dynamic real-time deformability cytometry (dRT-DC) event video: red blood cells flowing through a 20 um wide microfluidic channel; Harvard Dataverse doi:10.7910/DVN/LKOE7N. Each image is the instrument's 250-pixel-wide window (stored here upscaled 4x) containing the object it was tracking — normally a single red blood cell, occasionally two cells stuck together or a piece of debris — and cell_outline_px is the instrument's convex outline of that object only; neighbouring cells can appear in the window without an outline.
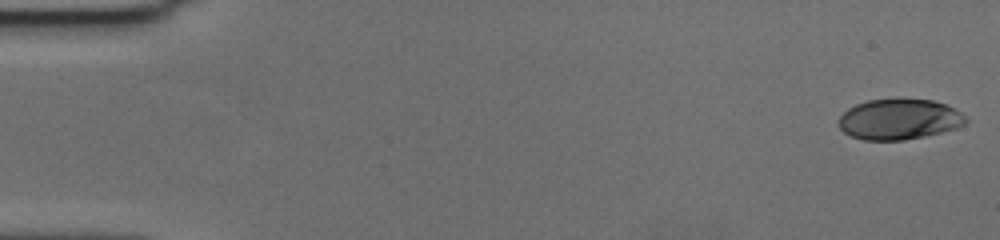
{"species": "human", "species_latin": "Homo sapiens", "temperature_condition": "cold", "stored_images_in_passage": 58, "camera_frame_rate_fps": 3000, "um_per_image_px": 0.085, "donor": {"sex": "female"}, "frame": {"image": 1, "passage_image": 1, "time_ms": 0.0, "image_size_px": [1000, 240], "cell_outline_px": [[968, 120], [964, 124], [956, 128], [924, 136], [904, 140], [864, 140], [852, 136], [844, 132], [840, 128], [840, 116], [848, 108], [856, 104], [868, 100], [932, 100], [944, 104], [960, 112]], "centroid_in_image_um": [76.42, 10.15], "position_along_channel_um": 8.6, "area_um2": 29.48}}
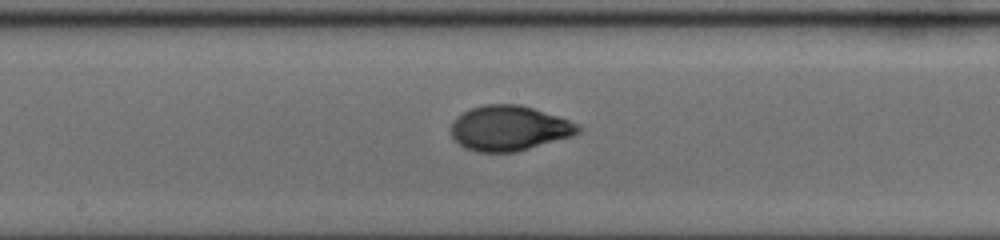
{"frame": {"image": 2, "passage_image": 31, "time_ms": 10.0, "image_size_px": [1000, 240], "cell_outline_px": [[584, 128], [580, 132], [572, 136], [516, 152], [476, 152], [464, 148], [452, 136], [452, 120], [456, 116], [472, 108], [484, 104], [520, 104], [580, 124]], "centroid_in_image_um": [43.29, 10.9], "position_along_channel_um": 204.9, "area_um2": 33.35}}
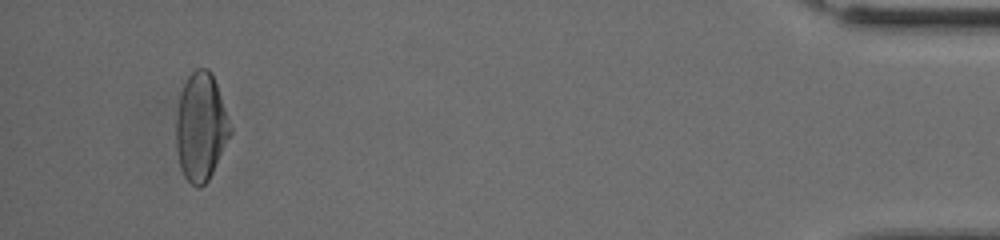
{"frame": {"image": 3, "passage_image": 55, "time_ms": 18.0, "image_size_px": [1000, 240], "cell_outline_px": [[232, 132], [208, 180], [200, 188], [196, 188], [184, 176], [180, 168], [176, 152], [176, 116], [180, 92], [188, 76], [196, 68], [208, 68], [212, 72], [232, 128]], "centroid_in_image_um": [17.06, 10.78], "position_along_channel_um": 418.1, "area_um2": 34.1}, "authors_computed_cell_mechanics": {"area_um2": 32.5125, "velocity_mm_per_s": 3.5728, "shape_relaxation_time_tau1_ms": 4.6123, "shape_relaxation_time_tau2_ms": 0.8691, "deformation_change_tau1": 0.1926, "deformation_change_tau2": 0.0485}}